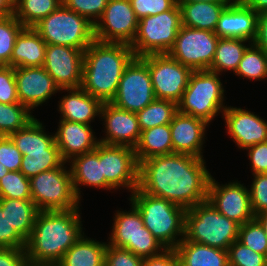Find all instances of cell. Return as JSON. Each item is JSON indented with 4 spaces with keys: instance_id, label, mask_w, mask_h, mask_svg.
Here are the masks:
<instances>
[{
    "instance_id": "obj_15",
    "label": "cell",
    "mask_w": 267,
    "mask_h": 266,
    "mask_svg": "<svg viewBox=\"0 0 267 266\" xmlns=\"http://www.w3.org/2000/svg\"><path fill=\"white\" fill-rule=\"evenodd\" d=\"M138 21L129 0H109L94 25L95 40L130 45L136 36Z\"/></svg>"
},
{
    "instance_id": "obj_4",
    "label": "cell",
    "mask_w": 267,
    "mask_h": 266,
    "mask_svg": "<svg viewBox=\"0 0 267 266\" xmlns=\"http://www.w3.org/2000/svg\"><path fill=\"white\" fill-rule=\"evenodd\" d=\"M130 196V204L139 210L144 226L166 249H174L184 239V207L146 194L139 188Z\"/></svg>"
},
{
    "instance_id": "obj_2",
    "label": "cell",
    "mask_w": 267,
    "mask_h": 266,
    "mask_svg": "<svg viewBox=\"0 0 267 266\" xmlns=\"http://www.w3.org/2000/svg\"><path fill=\"white\" fill-rule=\"evenodd\" d=\"M80 209L39 211L26 241L28 266H55L84 234Z\"/></svg>"
},
{
    "instance_id": "obj_17",
    "label": "cell",
    "mask_w": 267,
    "mask_h": 266,
    "mask_svg": "<svg viewBox=\"0 0 267 266\" xmlns=\"http://www.w3.org/2000/svg\"><path fill=\"white\" fill-rule=\"evenodd\" d=\"M84 51L61 45H46L43 68L60 89L78 88L82 82Z\"/></svg>"
},
{
    "instance_id": "obj_16",
    "label": "cell",
    "mask_w": 267,
    "mask_h": 266,
    "mask_svg": "<svg viewBox=\"0 0 267 266\" xmlns=\"http://www.w3.org/2000/svg\"><path fill=\"white\" fill-rule=\"evenodd\" d=\"M207 201L222 215L243 225L255 218L251 208L249 188L238 180L220 185L210 179Z\"/></svg>"
},
{
    "instance_id": "obj_36",
    "label": "cell",
    "mask_w": 267,
    "mask_h": 266,
    "mask_svg": "<svg viewBox=\"0 0 267 266\" xmlns=\"http://www.w3.org/2000/svg\"><path fill=\"white\" fill-rule=\"evenodd\" d=\"M235 74L250 80L267 78V53L251 43L244 51Z\"/></svg>"
},
{
    "instance_id": "obj_40",
    "label": "cell",
    "mask_w": 267,
    "mask_h": 266,
    "mask_svg": "<svg viewBox=\"0 0 267 266\" xmlns=\"http://www.w3.org/2000/svg\"><path fill=\"white\" fill-rule=\"evenodd\" d=\"M0 198L31 200L29 178L20 171H12L0 180Z\"/></svg>"
},
{
    "instance_id": "obj_53",
    "label": "cell",
    "mask_w": 267,
    "mask_h": 266,
    "mask_svg": "<svg viewBox=\"0 0 267 266\" xmlns=\"http://www.w3.org/2000/svg\"><path fill=\"white\" fill-rule=\"evenodd\" d=\"M252 43L267 53V11L258 14L256 36Z\"/></svg>"
},
{
    "instance_id": "obj_25",
    "label": "cell",
    "mask_w": 267,
    "mask_h": 266,
    "mask_svg": "<svg viewBox=\"0 0 267 266\" xmlns=\"http://www.w3.org/2000/svg\"><path fill=\"white\" fill-rule=\"evenodd\" d=\"M68 163L67 165L71 164L69 169L73 180V187L79 199L82 196L81 186L113 190L106 182L104 176H102V162H99V144L94 151L73 157Z\"/></svg>"
},
{
    "instance_id": "obj_45",
    "label": "cell",
    "mask_w": 267,
    "mask_h": 266,
    "mask_svg": "<svg viewBox=\"0 0 267 266\" xmlns=\"http://www.w3.org/2000/svg\"><path fill=\"white\" fill-rule=\"evenodd\" d=\"M143 260L130 250L107 244L104 266H143Z\"/></svg>"
},
{
    "instance_id": "obj_10",
    "label": "cell",
    "mask_w": 267,
    "mask_h": 266,
    "mask_svg": "<svg viewBox=\"0 0 267 266\" xmlns=\"http://www.w3.org/2000/svg\"><path fill=\"white\" fill-rule=\"evenodd\" d=\"M129 211H116L108 244L130 250L145 259L162 253L166 248L144 226L139 210L133 205Z\"/></svg>"
},
{
    "instance_id": "obj_55",
    "label": "cell",
    "mask_w": 267,
    "mask_h": 266,
    "mask_svg": "<svg viewBox=\"0 0 267 266\" xmlns=\"http://www.w3.org/2000/svg\"><path fill=\"white\" fill-rule=\"evenodd\" d=\"M14 13V0H0V18Z\"/></svg>"
},
{
    "instance_id": "obj_32",
    "label": "cell",
    "mask_w": 267,
    "mask_h": 266,
    "mask_svg": "<svg viewBox=\"0 0 267 266\" xmlns=\"http://www.w3.org/2000/svg\"><path fill=\"white\" fill-rule=\"evenodd\" d=\"M2 211H6L13 229L27 241L32 233L39 210L32 200L0 198Z\"/></svg>"
},
{
    "instance_id": "obj_31",
    "label": "cell",
    "mask_w": 267,
    "mask_h": 266,
    "mask_svg": "<svg viewBox=\"0 0 267 266\" xmlns=\"http://www.w3.org/2000/svg\"><path fill=\"white\" fill-rule=\"evenodd\" d=\"M173 153L170 124L156 126L141 131V136L135 147L138 164L143 160Z\"/></svg>"
},
{
    "instance_id": "obj_51",
    "label": "cell",
    "mask_w": 267,
    "mask_h": 266,
    "mask_svg": "<svg viewBox=\"0 0 267 266\" xmlns=\"http://www.w3.org/2000/svg\"><path fill=\"white\" fill-rule=\"evenodd\" d=\"M0 266H28L25 249L0 248Z\"/></svg>"
},
{
    "instance_id": "obj_13",
    "label": "cell",
    "mask_w": 267,
    "mask_h": 266,
    "mask_svg": "<svg viewBox=\"0 0 267 266\" xmlns=\"http://www.w3.org/2000/svg\"><path fill=\"white\" fill-rule=\"evenodd\" d=\"M155 99L148 66L139 57H135L125 68L111 103L137 113Z\"/></svg>"
},
{
    "instance_id": "obj_33",
    "label": "cell",
    "mask_w": 267,
    "mask_h": 266,
    "mask_svg": "<svg viewBox=\"0 0 267 266\" xmlns=\"http://www.w3.org/2000/svg\"><path fill=\"white\" fill-rule=\"evenodd\" d=\"M246 42H248L247 45ZM250 44V41L244 39L219 38L209 71L220 74L229 70L235 73L244 51Z\"/></svg>"
},
{
    "instance_id": "obj_27",
    "label": "cell",
    "mask_w": 267,
    "mask_h": 266,
    "mask_svg": "<svg viewBox=\"0 0 267 266\" xmlns=\"http://www.w3.org/2000/svg\"><path fill=\"white\" fill-rule=\"evenodd\" d=\"M46 43L33 27H24L16 38L8 66L40 67L44 65Z\"/></svg>"
},
{
    "instance_id": "obj_49",
    "label": "cell",
    "mask_w": 267,
    "mask_h": 266,
    "mask_svg": "<svg viewBox=\"0 0 267 266\" xmlns=\"http://www.w3.org/2000/svg\"><path fill=\"white\" fill-rule=\"evenodd\" d=\"M0 248L25 249L26 241L11 227L6 211L0 205Z\"/></svg>"
},
{
    "instance_id": "obj_14",
    "label": "cell",
    "mask_w": 267,
    "mask_h": 266,
    "mask_svg": "<svg viewBox=\"0 0 267 266\" xmlns=\"http://www.w3.org/2000/svg\"><path fill=\"white\" fill-rule=\"evenodd\" d=\"M99 162L102 176L114 189L120 187L133 192L139 186V164L135 148L99 143Z\"/></svg>"
},
{
    "instance_id": "obj_46",
    "label": "cell",
    "mask_w": 267,
    "mask_h": 266,
    "mask_svg": "<svg viewBox=\"0 0 267 266\" xmlns=\"http://www.w3.org/2000/svg\"><path fill=\"white\" fill-rule=\"evenodd\" d=\"M253 176L249 194L252 211L254 215H257L267 209V173Z\"/></svg>"
},
{
    "instance_id": "obj_39",
    "label": "cell",
    "mask_w": 267,
    "mask_h": 266,
    "mask_svg": "<svg viewBox=\"0 0 267 266\" xmlns=\"http://www.w3.org/2000/svg\"><path fill=\"white\" fill-rule=\"evenodd\" d=\"M63 164H67L61 154H26L22 157L20 172L27 178H31L41 172H46Z\"/></svg>"
},
{
    "instance_id": "obj_42",
    "label": "cell",
    "mask_w": 267,
    "mask_h": 266,
    "mask_svg": "<svg viewBox=\"0 0 267 266\" xmlns=\"http://www.w3.org/2000/svg\"><path fill=\"white\" fill-rule=\"evenodd\" d=\"M229 266H267V256L257 253L236 240L228 248Z\"/></svg>"
},
{
    "instance_id": "obj_44",
    "label": "cell",
    "mask_w": 267,
    "mask_h": 266,
    "mask_svg": "<svg viewBox=\"0 0 267 266\" xmlns=\"http://www.w3.org/2000/svg\"><path fill=\"white\" fill-rule=\"evenodd\" d=\"M0 103H19L15 68L8 65L0 67Z\"/></svg>"
},
{
    "instance_id": "obj_26",
    "label": "cell",
    "mask_w": 267,
    "mask_h": 266,
    "mask_svg": "<svg viewBox=\"0 0 267 266\" xmlns=\"http://www.w3.org/2000/svg\"><path fill=\"white\" fill-rule=\"evenodd\" d=\"M9 137L22 155L60 154L54 133H45V126L37 118L26 127L11 133Z\"/></svg>"
},
{
    "instance_id": "obj_50",
    "label": "cell",
    "mask_w": 267,
    "mask_h": 266,
    "mask_svg": "<svg viewBox=\"0 0 267 266\" xmlns=\"http://www.w3.org/2000/svg\"><path fill=\"white\" fill-rule=\"evenodd\" d=\"M250 159L252 175L267 173V142L255 144L246 149Z\"/></svg>"
},
{
    "instance_id": "obj_12",
    "label": "cell",
    "mask_w": 267,
    "mask_h": 266,
    "mask_svg": "<svg viewBox=\"0 0 267 266\" xmlns=\"http://www.w3.org/2000/svg\"><path fill=\"white\" fill-rule=\"evenodd\" d=\"M139 58L148 66L155 98L178 103L187 88L192 70L168 53L149 54Z\"/></svg>"
},
{
    "instance_id": "obj_37",
    "label": "cell",
    "mask_w": 267,
    "mask_h": 266,
    "mask_svg": "<svg viewBox=\"0 0 267 266\" xmlns=\"http://www.w3.org/2000/svg\"><path fill=\"white\" fill-rule=\"evenodd\" d=\"M35 116L32 111L19 103H0V136H9L11 133L26 127Z\"/></svg>"
},
{
    "instance_id": "obj_35",
    "label": "cell",
    "mask_w": 267,
    "mask_h": 266,
    "mask_svg": "<svg viewBox=\"0 0 267 266\" xmlns=\"http://www.w3.org/2000/svg\"><path fill=\"white\" fill-rule=\"evenodd\" d=\"M177 112L176 102L156 98L141 111L137 112L136 115L140 129L143 131L156 126L170 124Z\"/></svg>"
},
{
    "instance_id": "obj_59",
    "label": "cell",
    "mask_w": 267,
    "mask_h": 266,
    "mask_svg": "<svg viewBox=\"0 0 267 266\" xmlns=\"http://www.w3.org/2000/svg\"><path fill=\"white\" fill-rule=\"evenodd\" d=\"M247 0H231L232 3H245Z\"/></svg>"
},
{
    "instance_id": "obj_5",
    "label": "cell",
    "mask_w": 267,
    "mask_h": 266,
    "mask_svg": "<svg viewBox=\"0 0 267 266\" xmlns=\"http://www.w3.org/2000/svg\"><path fill=\"white\" fill-rule=\"evenodd\" d=\"M239 226L206 200L186 209L184 239L228 250L230 245L238 240Z\"/></svg>"
},
{
    "instance_id": "obj_58",
    "label": "cell",
    "mask_w": 267,
    "mask_h": 266,
    "mask_svg": "<svg viewBox=\"0 0 267 266\" xmlns=\"http://www.w3.org/2000/svg\"><path fill=\"white\" fill-rule=\"evenodd\" d=\"M8 173L9 171L3 165L0 164V180Z\"/></svg>"
},
{
    "instance_id": "obj_19",
    "label": "cell",
    "mask_w": 267,
    "mask_h": 266,
    "mask_svg": "<svg viewBox=\"0 0 267 266\" xmlns=\"http://www.w3.org/2000/svg\"><path fill=\"white\" fill-rule=\"evenodd\" d=\"M15 79L19 102L30 110L63 91L43 66L15 68Z\"/></svg>"
},
{
    "instance_id": "obj_29",
    "label": "cell",
    "mask_w": 267,
    "mask_h": 266,
    "mask_svg": "<svg viewBox=\"0 0 267 266\" xmlns=\"http://www.w3.org/2000/svg\"><path fill=\"white\" fill-rule=\"evenodd\" d=\"M180 266H229L228 251L183 239L175 248Z\"/></svg>"
},
{
    "instance_id": "obj_1",
    "label": "cell",
    "mask_w": 267,
    "mask_h": 266,
    "mask_svg": "<svg viewBox=\"0 0 267 266\" xmlns=\"http://www.w3.org/2000/svg\"><path fill=\"white\" fill-rule=\"evenodd\" d=\"M205 165L202 158L179 153L143 160L138 188L189 209L207 200L212 175Z\"/></svg>"
},
{
    "instance_id": "obj_54",
    "label": "cell",
    "mask_w": 267,
    "mask_h": 266,
    "mask_svg": "<svg viewBox=\"0 0 267 266\" xmlns=\"http://www.w3.org/2000/svg\"><path fill=\"white\" fill-rule=\"evenodd\" d=\"M245 4L257 14L267 11V0H247Z\"/></svg>"
},
{
    "instance_id": "obj_3",
    "label": "cell",
    "mask_w": 267,
    "mask_h": 266,
    "mask_svg": "<svg viewBox=\"0 0 267 266\" xmlns=\"http://www.w3.org/2000/svg\"><path fill=\"white\" fill-rule=\"evenodd\" d=\"M134 58L129 44L94 40L84 51L80 87L103 103L111 102L125 68Z\"/></svg>"
},
{
    "instance_id": "obj_11",
    "label": "cell",
    "mask_w": 267,
    "mask_h": 266,
    "mask_svg": "<svg viewBox=\"0 0 267 266\" xmlns=\"http://www.w3.org/2000/svg\"><path fill=\"white\" fill-rule=\"evenodd\" d=\"M219 36L213 31L181 27L168 54L192 71L209 70Z\"/></svg>"
},
{
    "instance_id": "obj_21",
    "label": "cell",
    "mask_w": 267,
    "mask_h": 266,
    "mask_svg": "<svg viewBox=\"0 0 267 266\" xmlns=\"http://www.w3.org/2000/svg\"><path fill=\"white\" fill-rule=\"evenodd\" d=\"M205 120L177 112L170 123L173 153L203 157L204 136L209 127Z\"/></svg>"
},
{
    "instance_id": "obj_38",
    "label": "cell",
    "mask_w": 267,
    "mask_h": 266,
    "mask_svg": "<svg viewBox=\"0 0 267 266\" xmlns=\"http://www.w3.org/2000/svg\"><path fill=\"white\" fill-rule=\"evenodd\" d=\"M25 26L12 14L0 18V61L10 62L15 41Z\"/></svg>"
},
{
    "instance_id": "obj_7",
    "label": "cell",
    "mask_w": 267,
    "mask_h": 266,
    "mask_svg": "<svg viewBox=\"0 0 267 266\" xmlns=\"http://www.w3.org/2000/svg\"><path fill=\"white\" fill-rule=\"evenodd\" d=\"M33 28L46 44L73 47L82 51L95 40L94 25L63 3Z\"/></svg>"
},
{
    "instance_id": "obj_30",
    "label": "cell",
    "mask_w": 267,
    "mask_h": 266,
    "mask_svg": "<svg viewBox=\"0 0 267 266\" xmlns=\"http://www.w3.org/2000/svg\"><path fill=\"white\" fill-rule=\"evenodd\" d=\"M106 247V242L83 234L55 266H104Z\"/></svg>"
},
{
    "instance_id": "obj_8",
    "label": "cell",
    "mask_w": 267,
    "mask_h": 266,
    "mask_svg": "<svg viewBox=\"0 0 267 266\" xmlns=\"http://www.w3.org/2000/svg\"><path fill=\"white\" fill-rule=\"evenodd\" d=\"M182 27L181 10L176 3L170 10L143 17L138 21L136 36L130 47L135 57L168 53Z\"/></svg>"
},
{
    "instance_id": "obj_24",
    "label": "cell",
    "mask_w": 267,
    "mask_h": 266,
    "mask_svg": "<svg viewBox=\"0 0 267 266\" xmlns=\"http://www.w3.org/2000/svg\"><path fill=\"white\" fill-rule=\"evenodd\" d=\"M62 90L67 94L58 101L61 119L91 125L97 115L100 117L103 105L100 99L91 96L81 87Z\"/></svg>"
},
{
    "instance_id": "obj_9",
    "label": "cell",
    "mask_w": 267,
    "mask_h": 266,
    "mask_svg": "<svg viewBox=\"0 0 267 266\" xmlns=\"http://www.w3.org/2000/svg\"><path fill=\"white\" fill-rule=\"evenodd\" d=\"M64 165L29 178L31 200L39 211L80 208L70 169Z\"/></svg>"
},
{
    "instance_id": "obj_20",
    "label": "cell",
    "mask_w": 267,
    "mask_h": 266,
    "mask_svg": "<svg viewBox=\"0 0 267 266\" xmlns=\"http://www.w3.org/2000/svg\"><path fill=\"white\" fill-rule=\"evenodd\" d=\"M223 119L229 136L239 149L267 142V121L249 110L227 106Z\"/></svg>"
},
{
    "instance_id": "obj_52",
    "label": "cell",
    "mask_w": 267,
    "mask_h": 266,
    "mask_svg": "<svg viewBox=\"0 0 267 266\" xmlns=\"http://www.w3.org/2000/svg\"><path fill=\"white\" fill-rule=\"evenodd\" d=\"M143 266H180L175 249H165L162 253L145 258Z\"/></svg>"
},
{
    "instance_id": "obj_56",
    "label": "cell",
    "mask_w": 267,
    "mask_h": 266,
    "mask_svg": "<svg viewBox=\"0 0 267 266\" xmlns=\"http://www.w3.org/2000/svg\"><path fill=\"white\" fill-rule=\"evenodd\" d=\"M255 218L259 221V223L262 225L265 234L267 236V209L260 212L259 214L255 215Z\"/></svg>"
},
{
    "instance_id": "obj_57",
    "label": "cell",
    "mask_w": 267,
    "mask_h": 266,
    "mask_svg": "<svg viewBox=\"0 0 267 266\" xmlns=\"http://www.w3.org/2000/svg\"><path fill=\"white\" fill-rule=\"evenodd\" d=\"M177 2H231V0H177Z\"/></svg>"
},
{
    "instance_id": "obj_18",
    "label": "cell",
    "mask_w": 267,
    "mask_h": 266,
    "mask_svg": "<svg viewBox=\"0 0 267 266\" xmlns=\"http://www.w3.org/2000/svg\"><path fill=\"white\" fill-rule=\"evenodd\" d=\"M99 118L104 121L106 135L99 139V143L132 148L137 146L141 129L136 113L118 108L111 102H105Z\"/></svg>"
},
{
    "instance_id": "obj_48",
    "label": "cell",
    "mask_w": 267,
    "mask_h": 266,
    "mask_svg": "<svg viewBox=\"0 0 267 266\" xmlns=\"http://www.w3.org/2000/svg\"><path fill=\"white\" fill-rule=\"evenodd\" d=\"M138 20L170 10L177 0H129Z\"/></svg>"
},
{
    "instance_id": "obj_6",
    "label": "cell",
    "mask_w": 267,
    "mask_h": 266,
    "mask_svg": "<svg viewBox=\"0 0 267 266\" xmlns=\"http://www.w3.org/2000/svg\"><path fill=\"white\" fill-rule=\"evenodd\" d=\"M220 75L209 70L192 71L187 88L177 103L178 112L201 118L208 124L220 112L223 114L227 105L223 103L225 90Z\"/></svg>"
},
{
    "instance_id": "obj_28",
    "label": "cell",
    "mask_w": 267,
    "mask_h": 266,
    "mask_svg": "<svg viewBox=\"0 0 267 266\" xmlns=\"http://www.w3.org/2000/svg\"><path fill=\"white\" fill-rule=\"evenodd\" d=\"M182 25L200 30L215 31L220 15L231 2H177Z\"/></svg>"
},
{
    "instance_id": "obj_22",
    "label": "cell",
    "mask_w": 267,
    "mask_h": 266,
    "mask_svg": "<svg viewBox=\"0 0 267 266\" xmlns=\"http://www.w3.org/2000/svg\"><path fill=\"white\" fill-rule=\"evenodd\" d=\"M91 125L78 122L59 120L55 142L65 162L73 157L94 151L99 139L94 135Z\"/></svg>"
},
{
    "instance_id": "obj_23",
    "label": "cell",
    "mask_w": 267,
    "mask_h": 266,
    "mask_svg": "<svg viewBox=\"0 0 267 266\" xmlns=\"http://www.w3.org/2000/svg\"><path fill=\"white\" fill-rule=\"evenodd\" d=\"M258 14L245 3H230L220 15L215 33L219 38H238L251 43L256 36Z\"/></svg>"
},
{
    "instance_id": "obj_47",
    "label": "cell",
    "mask_w": 267,
    "mask_h": 266,
    "mask_svg": "<svg viewBox=\"0 0 267 266\" xmlns=\"http://www.w3.org/2000/svg\"><path fill=\"white\" fill-rule=\"evenodd\" d=\"M22 153L9 136H0V164L9 172L19 171L22 163Z\"/></svg>"
},
{
    "instance_id": "obj_34",
    "label": "cell",
    "mask_w": 267,
    "mask_h": 266,
    "mask_svg": "<svg viewBox=\"0 0 267 266\" xmlns=\"http://www.w3.org/2000/svg\"><path fill=\"white\" fill-rule=\"evenodd\" d=\"M61 4L62 0H14L13 15L25 27H33Z\"/></svg>"
},
{
    "instance_id": "obj_43",
    "label": "cell",
    "mask_w": 267,
    "mask_h": 266,
    "mask_svg": "<svg viewBox=\"0 0 267 266\" xmlns=\"http://www.w3.org/2000/svg\"><path fill=\"white\" fill-rule=\"evenodd\" d=\"M109 0H62L70 10L87 18L93 25L101 18Z\"/></svg>"
},
{
    "instance_id": "obj_41",
    "label": "cell",
    "mask_w": 267,
    "mask_h": 266,
    "mask_svg": "<svg viewBox=\"0 0 267 266\" xmlns=\"http://www.w3.org/2000/svg\"><path fill=\"white\" fill-rule=\"evenodd\" d=\"M238 241L251 250L267 256V236L256 218L239 226Z\"/></svg>"
}]
</instances>
